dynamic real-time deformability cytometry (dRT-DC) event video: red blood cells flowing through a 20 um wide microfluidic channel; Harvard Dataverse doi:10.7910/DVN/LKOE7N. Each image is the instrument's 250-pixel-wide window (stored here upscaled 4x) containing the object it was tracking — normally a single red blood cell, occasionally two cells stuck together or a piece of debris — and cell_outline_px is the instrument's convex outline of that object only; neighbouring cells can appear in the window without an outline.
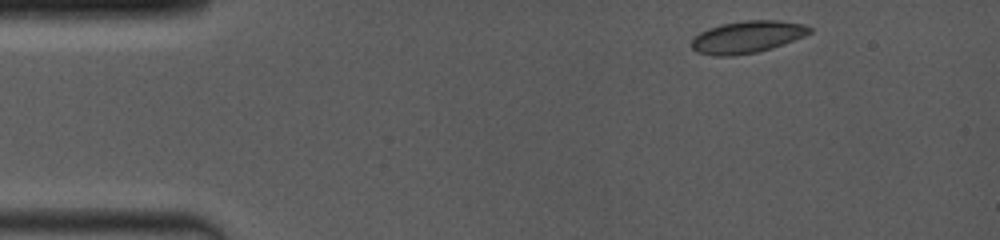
{"species": "common noctule bat (a hibernating species)", "species_latin": "Nyctalus noctula", "temperature_condition": "room temperature", "stored_images_in_passage": 16, "camera_frame_rate_fps": 4000, "um_per_image_px": 0.085, "animal": {"sex": "female", "body_mass_g": 19.0, "forearm_length_mm": 53.3}, "frame": {"image": 1, "passage_image": 1, "time_ms": 0.0, "image_size_px": [1000, 240], "cell_outline_px": [[812, 32], [804, 36], [784, 44], [772, 48], [756, 52], [732, 56], [712, 56], [696, 52], [692, 48], [692, 40], [700, 32], [708, 28], [720, 24], [744, 20], [776, 20], [804, 24], [812, 28]], "centroid_in_image_um": [63.51, 3.14], "position_along_channel_um": 21.5, "area_um2": 22.2}}
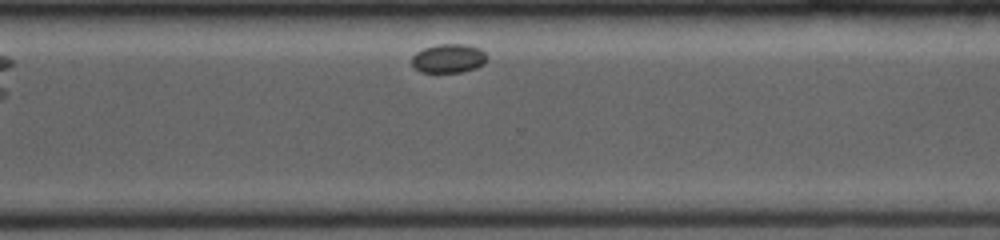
{"frame": {"image": 2, "passage_image": 16, "time_ms": 10.75, "image_size_px": [1000, 240], "cell_outline_px": [[488, 60], [484, 64], [476, 68], [460, 72], [420, 72], [412, 64], [412, 56], [416, 52], [424, 48], [436, 44], [464, 44], [480, 48], [488, 56]], "centroid_in_image_um": [38.15, 4.96], "position_along_channel_um": 332.4, "area_um2": 12.77}}